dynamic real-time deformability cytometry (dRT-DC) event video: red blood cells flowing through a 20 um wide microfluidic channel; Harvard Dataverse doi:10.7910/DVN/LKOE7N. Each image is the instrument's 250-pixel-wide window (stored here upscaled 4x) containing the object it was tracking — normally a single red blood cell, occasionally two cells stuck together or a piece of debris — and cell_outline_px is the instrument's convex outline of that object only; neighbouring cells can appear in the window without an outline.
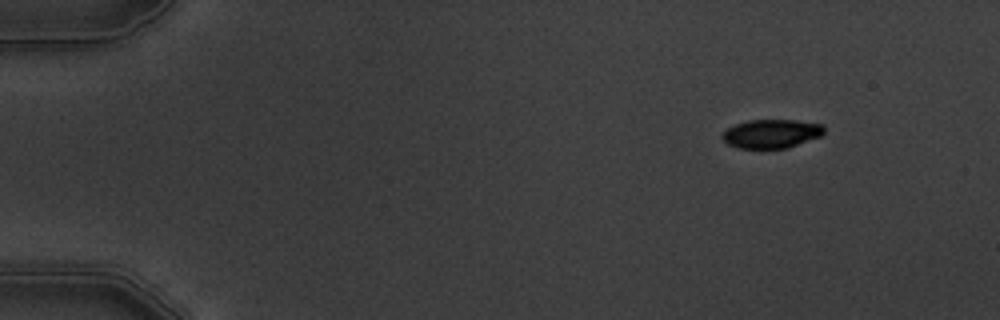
{"species": "common noctule bat (a hibernating species)", "species_latin": "Nyctalus noctula", "temperature_condition": "warm", "stored_images_in_passage": 4, "camera_frame_rate_fps": 3000, "um_per_image_px": 0.085, "animal": {"sex": "male", "body_mass_g": 19.5, "forearm_length_mm": 54.6}, "frame": {"image": 1, "passage_image": 1, "time_ms": 0.0, "image_size_px": [1000, 320], "cell_outline_px": [[824, 132], [820, 136], [788, 148], [740, 148], [728, 144], [720, 136], [728, 128], [736, 124], [748, 120], [796, 120], [824, 124]], "centroid_in_image_um": [65.59, 11.36], "position_along_channel_um": 19.4, "area_um2": 16.99}}
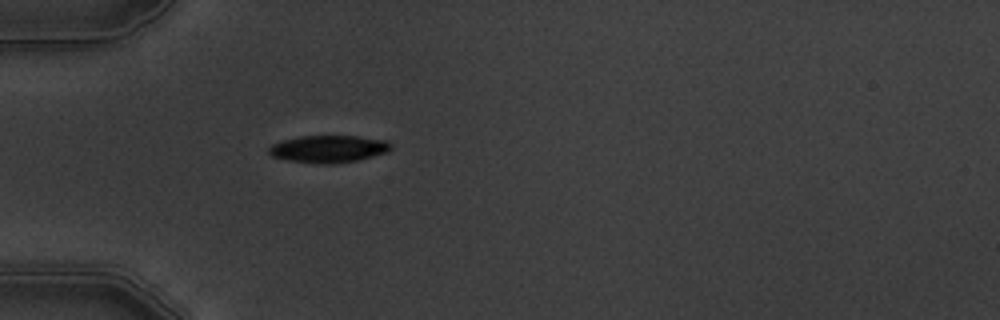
{"frame": {"image": 2, "passage_image": 4, "time_ms": 3.667, "image_size_px": [1000, 320], "cell_outline_px": [[392, 148], [388, 152], [356, 160], [328, 164], [324, 164], [288, 160], [272, 156], [268, 152], [268, 148], [272, 144], [280, 140], [300, 136], [360, 136], [388, 140], [392, 144]], "centroid_in_image_um": [27.93, 12.64], "position_along_channel_um": 57.1, "area_um2": 19.42}}